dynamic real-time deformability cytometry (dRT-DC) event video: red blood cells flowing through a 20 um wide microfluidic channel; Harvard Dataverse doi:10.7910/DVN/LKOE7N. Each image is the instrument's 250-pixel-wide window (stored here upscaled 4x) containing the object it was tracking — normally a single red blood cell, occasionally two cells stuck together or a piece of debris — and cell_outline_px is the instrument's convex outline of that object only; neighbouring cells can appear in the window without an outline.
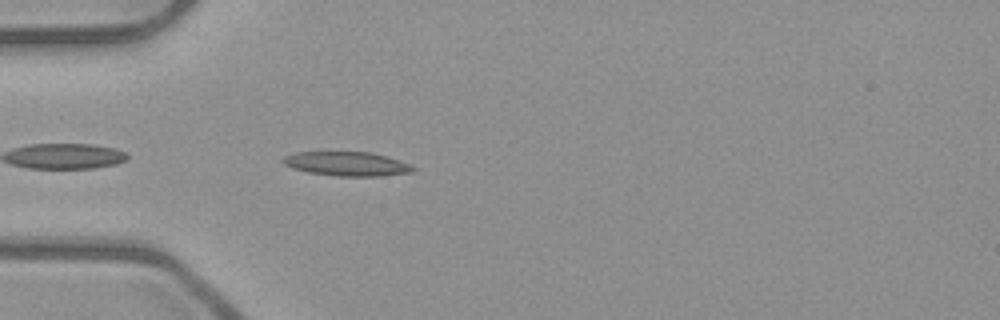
{"species": "common noctule bat (a hibernating species)", "species_latin": "Nyctalus noctula", "temperature_condition": "room temperature", "stored_images_in_passage": 39, "camera_frame_rate_fps": 3000, "um_per_image_px": 0.085, "animal": {"sex": "male", "body_mass_g": 23.1, "forearm_length_mm": 52.7}, "frame": {"image": 1, "passage_image": 2, "time_ms": 0.333, "image_size_px": [1000, 320], "cell_outline_px": [[416, 168], [412, 172], [380, 176], [336, 176], [308, 172], [292, 168], [284, 164], [280, 160], [284, 156], [296, 152], [368, 152], [384, 156], [408, 164]], "centroid_in_image_um": [29.42, 13.93], "position_along_channel_um": 55.6, "area_um2": 18.09}}
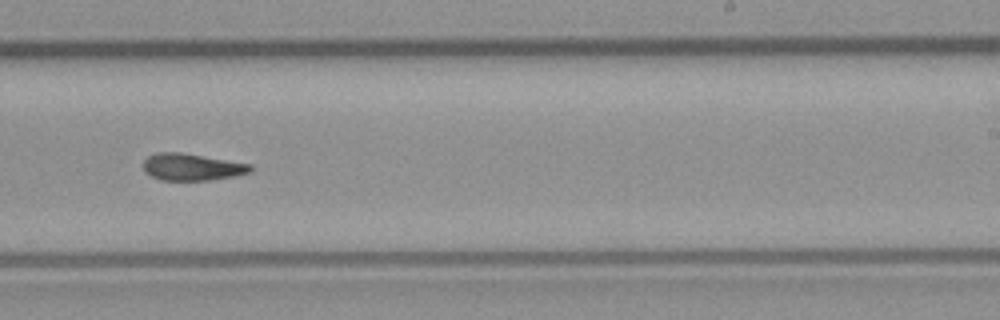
{"frame": {"image": 2, "passage_image": 19, "time_ms": 6.0, "image_size_px": [1000, 320], "cell_outline_px": [[252, 172], [232, 176], [208, 180], [160, 180], [144, 172], [144, 160], [148, 156], [156, 152], [180, 152], [252, 164]], "centroid_in_image_um": [16.3, 14.19], "position_along_channel_um": 272.7, "area_um2": 16.76}}
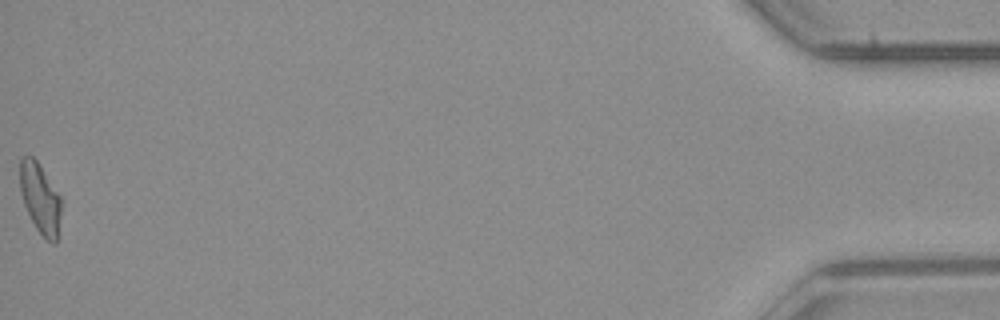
{"frame": {"image": 3, "passage_image": 39, "time_ms": 12.667, "image_size_px": [1000, 320], "cell_outline_px": [[60, 212], [56, 244], [52, 244], [36, 228], [24, 204], [20, 188], [20, 156], [32, 156], [36, 160], [60, 196]], "centroid_in_image_um": [3.39, 16.84], "position_along_channel_um": 431.8, "area_um2": 16.36}}